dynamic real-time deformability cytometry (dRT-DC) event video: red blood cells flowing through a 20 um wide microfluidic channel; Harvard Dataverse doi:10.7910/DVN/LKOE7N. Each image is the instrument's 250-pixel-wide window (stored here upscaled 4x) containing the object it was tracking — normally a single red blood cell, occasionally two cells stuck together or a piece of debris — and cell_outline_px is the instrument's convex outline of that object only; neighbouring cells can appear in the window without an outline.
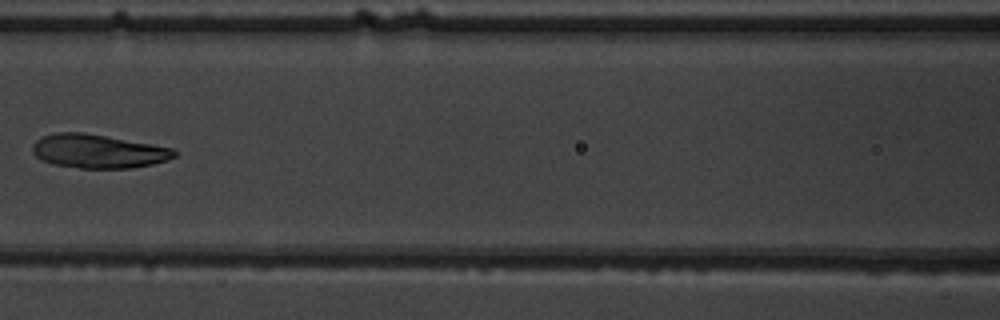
{"species": "common noctule bat (a hibernating species)", "species_latin": "Nyctalus noctula", "temperature_condition": "warm", "stored_images_in_passage": 8, "camera_frame_rate_fps": 3000, "um_per_image_px": 0.085, "animal": {"sex": "male", "body_mass_g": 19.5, "forearm_length_mm": 54.6}, "frame": {"image": 1, "passage_image": 7, "time_ms": 8.0, "image_size_px": [1000, 320], "cell_outline_px": [[176, 156], [168, 160], [152, 164], [132, 168], [80, 168], [52, 164], [40, 160], [32, 152], [32, 144], [40, 136], [56, 132], [84, 132], [152, 144], [172, 148], [176, 152]], "centroid_in_image_um": [8.3, 12.85], "position_along_channel_um": 158.3, "area_um2": 28.09}}
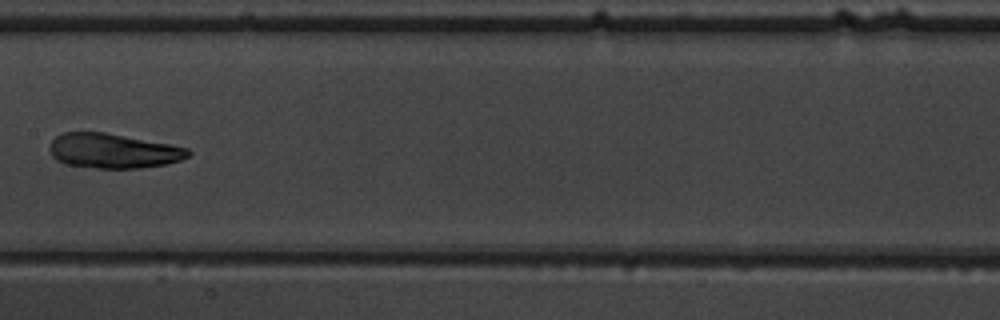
{"frame": {"image": 2, "passage_image": 8, "time_ms": 9.0, "image_size_px": [1000, 320], "cell_outline_px": [[192, 152], [188, 156], [180, 160], [164, 164], [136, 168], [100, 168], [64, 164], [56, 160], [52, 156], [48, 148], [52, 140], [56, 136], [64, 132], [104, 132], [168, 144], [188, 148]], "centroid_in_image_um": [9.57, 12.82], "position_along_channel_um": 197.8, "area_um2": 27.8}}